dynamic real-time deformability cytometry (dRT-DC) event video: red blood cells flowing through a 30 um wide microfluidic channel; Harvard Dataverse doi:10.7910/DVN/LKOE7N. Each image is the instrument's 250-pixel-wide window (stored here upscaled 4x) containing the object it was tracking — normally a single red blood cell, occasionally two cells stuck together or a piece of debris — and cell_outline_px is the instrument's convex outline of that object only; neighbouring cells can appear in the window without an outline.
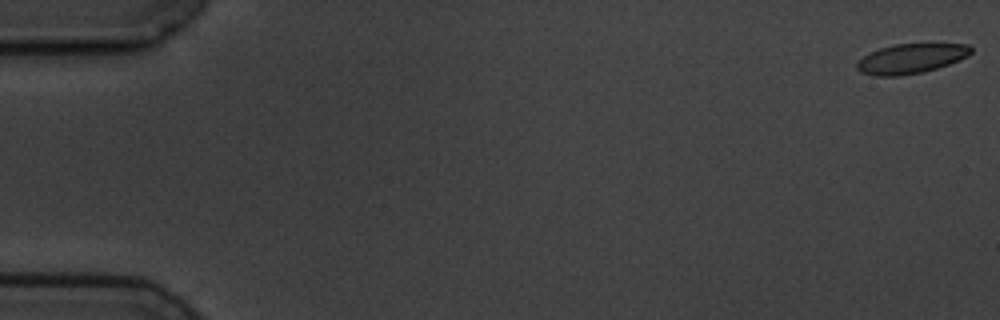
{"species": "common noctule bat (a hibernating species)", "species_latin": "Nyctalus noctula", "temperature_condition": "cold", "stored_images_in_passage": 4, "camera_frame_rate_fps": 3000, "um_per_image_px": 0.085, "animal": {"sex": "male", "body_mass_g": 19.5, "forearm_length_mm": 54.6}, "frame": {"image": 1, "passage_image": 1, "time_ms": 0.0, "image_size_px": [1000, 320], "cell_outline_px": [[972, 52], [968, 56], [948, 64], [924, 72], [900, 76], [876, 76], [860, 72], [856, 68], [856, 64], [864, 56], [880, 48], [896, 44], [968, 44], [972, 48]], "centroid_in_image_um": [77.44, 4.99], "position_along_channel_um": 7.6, "area_um2": 19.59}}
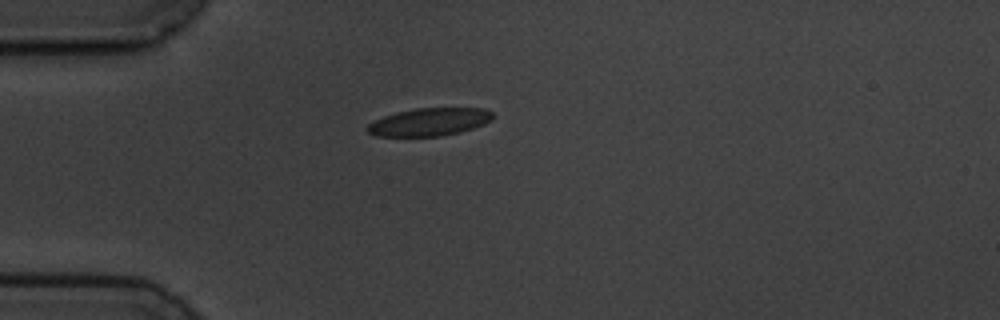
{"frame": {"image": 2, "passage_image": 4, "time_ms": 5.0, "image_size_px": [1000, 320], "cell_outline_px": [[492, 120], [484, 124], [460, 132], [440, 136], [376, 136], [368, 132], [368, 124], [384, 116], [396, 112], [416, 108], [484, 108], [492, 112]], "centroid_in_image_um": [36.51, 10.36], "position_along_channel_um": 48.5, "area_um2": 20.17}}